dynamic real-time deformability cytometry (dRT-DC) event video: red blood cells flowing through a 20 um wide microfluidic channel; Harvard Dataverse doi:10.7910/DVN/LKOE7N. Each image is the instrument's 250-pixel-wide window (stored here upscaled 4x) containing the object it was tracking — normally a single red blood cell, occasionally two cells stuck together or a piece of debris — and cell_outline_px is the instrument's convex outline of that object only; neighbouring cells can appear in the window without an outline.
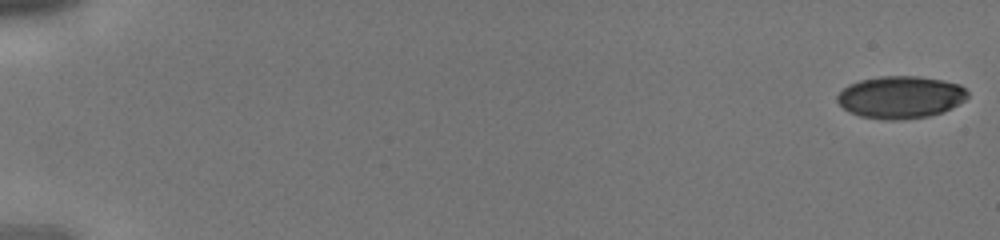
{"species": "human", "species_latin": "Homo sapiens", "temperature_condition": "cold", "stored_images_in_passage": 43, "camera_frame_rate_fps": 3000, "um_per_image_px": 0.085, "donor": {"sex": "male"}, "frame": {"image": 1, "passage_image": 1, "time_ms": 0.0, "image_size_px": [1000, 240], "cell_outline_px": [[968, 96], [964, 100], [952, 108], [944, 112], [928, 116], [904, 120], [884, 120], [860, 116], [848, 112], [836, 100], [836, 96], [848, 84], [860, 80], [880, 76], [916, 76], [944, 80], [960, 84], [968, 92]], "centroid_in_image_um": [76.54, 8.26], "position_along_channel_um": 8.5, "area_um2": 32.43}}
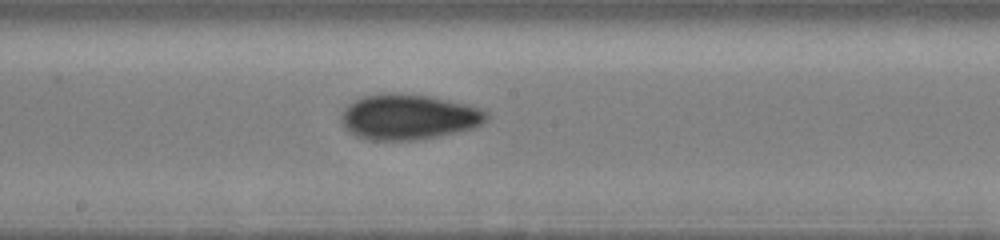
{"frame": {"image": 2, "passage_image": 25, "time_ms": 8.0, "image_size_px": [1000, 240], "cell_outline_px": [[488, 120], [484, 124], [472, 128], [456, 132], [416, 140], [368, 140], [356, 136], [348, 132], [344, 128], [340, 120], [340, 116], [344, 108], [348, 104], [364, 96], [432, 96], [480, 108], [488, 112]], "centroid_in_image_um": [34.73, 9.99], "position_along_channel_um": 213.5, "area_um2": 37.63}}
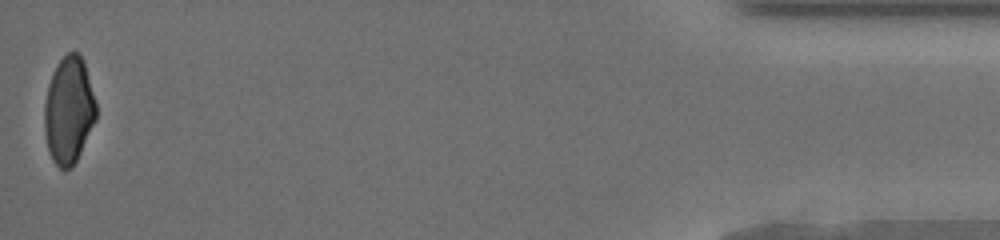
{"frame": {"image": 3, "passage_image": 43, "time_ms": 14.0, "image_size_px": [1000, 240], "cell_outline_px": [[96, 120], [72, 168], [60, 168], [52, 160], [48, 148], [44, 132], [44, 104], [48, 84], [52, 72], [56, 64], [68, 52], [76, 52], [84, 60], [96, 104]], "centroid_in_image_um": [5.83, 9.36], "position_along_channel_um": 429.4, "area_um2": 32.19}}